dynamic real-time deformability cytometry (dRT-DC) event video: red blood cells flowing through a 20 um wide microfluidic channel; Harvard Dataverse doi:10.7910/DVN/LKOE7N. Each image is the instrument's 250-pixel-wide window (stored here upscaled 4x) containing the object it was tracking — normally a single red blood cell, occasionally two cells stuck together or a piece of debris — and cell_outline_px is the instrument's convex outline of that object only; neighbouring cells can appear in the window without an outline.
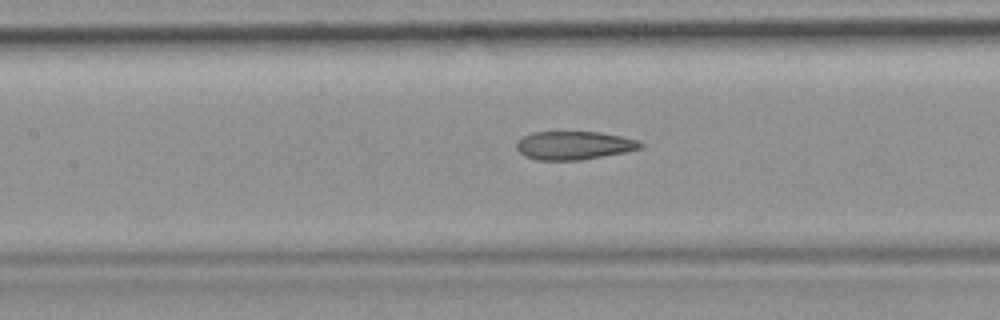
{"species": "common noctule bat (a hibernating species)", "species_latin": "Nyctalus noctula", "temperature_condition": "room temperature", "stored_images_in_passage": 50, "camera_frame_rate_fps": 3000, "um_per_image_px": 0.085, "animal": {"sex": "female", "body_mass_g": 19.9}, "frame": {"image": 1, "passage_image": 22, "time_ms": 7.0, "image_size_px": [1000, 320], "cell_outline_px": [[644, 144], [640, 148], [624, 152], [580, 160], [536, 160], [524, 156], [516, 148], [516, 140], [520, 136], [532, 132], [600, 132], [620, 136], [636, 140]], "centroid_in_image_um": [48.7, 12.35], "position_along_channel_um": 158.7, "area_um2": 20.52}, "authors_computed_cell_mechanics": {"area_um2": 21.6461, "velocity_mm_per_s": 3.9276, "shape_relaxation_time_tau1_ms": null, "shape_relaxation_time_tau2_ms": 3.0369, "deformation_change_tau1": null, "deformation_change_tau2": 0.0997}}